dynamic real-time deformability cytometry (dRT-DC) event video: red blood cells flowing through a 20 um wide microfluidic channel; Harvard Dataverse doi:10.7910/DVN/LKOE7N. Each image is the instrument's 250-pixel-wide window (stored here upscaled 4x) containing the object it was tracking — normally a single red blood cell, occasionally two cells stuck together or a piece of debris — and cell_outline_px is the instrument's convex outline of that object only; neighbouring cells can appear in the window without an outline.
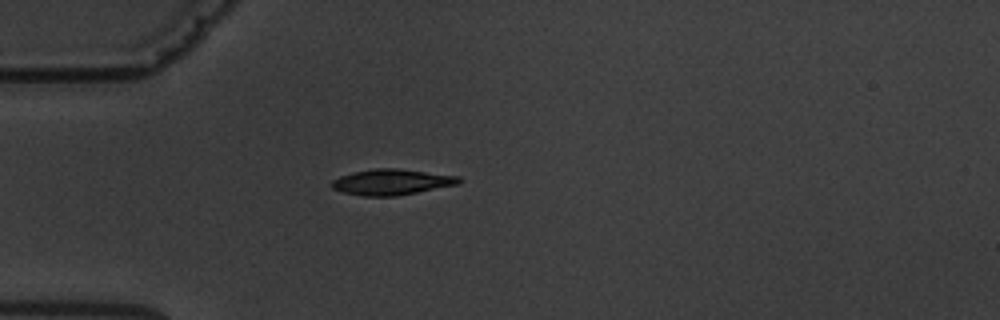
{"species": "common noctule bat (a hibernating species)", "species_latin": "Nyctalus noctula", "temperature_condition": "warm", "stored_images_in_passage": 2, "camera_frame_rate_fps": 3000, "um_per_image_px": 0.085, "animal": {"sex": "male", "body_mass_g": 19.5, "forearm_length_mm": 54.6}, "frame": {"image": 1, "passage_image": 1, "time_ms": 0.0, "image_size_px": [1000, 320], "cell_outline_px": [[464, 180], [460, 184], [396, 196], [364, 196], [344, 192], [332, 188], [332, 180], [340, 176], [352, 172], [376, 168], [396, 168], [460, 176]], "centroid_in_image_um": [33.34, 15.47], "position_along_channel_um": 51.7, "area_um2": 19.13}}